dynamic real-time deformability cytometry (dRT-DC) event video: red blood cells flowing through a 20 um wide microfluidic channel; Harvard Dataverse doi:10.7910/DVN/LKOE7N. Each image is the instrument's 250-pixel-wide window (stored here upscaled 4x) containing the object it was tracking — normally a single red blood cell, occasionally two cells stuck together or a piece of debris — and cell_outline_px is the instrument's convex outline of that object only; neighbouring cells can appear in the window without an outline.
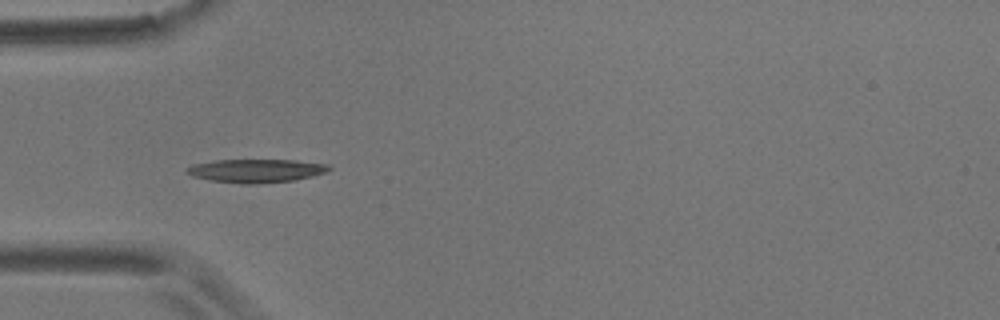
{"species": "common noctule bat (a hibernating species)", "species_latin": "Nyctalus noctula", "temperature_condition": "room temperature", "stored_images_in_passage": 5, "camera_frame_rate_fps": 3000, "um_per_image_px": 0.085, "animal": {"sex": "male", "body_mass_g": 17.9}, "frame": {"image": 1, "passage_image": 4, "time_ms": 3.667, "image_size_px": [1000, 320], "cell_outline_px": [[332, 168], [324, 172], [312, 176], [296, 180], [252, 184], [240, 184], [208, 180], [192, 176], [184, 172], [184, 168], [192, 164], [216, 160], [296, 160], [328, 164]], "centroid_in_image_um": [21.7, 14.51], "position_along_channel_um": 63.3, "area_um2": 19.59}}
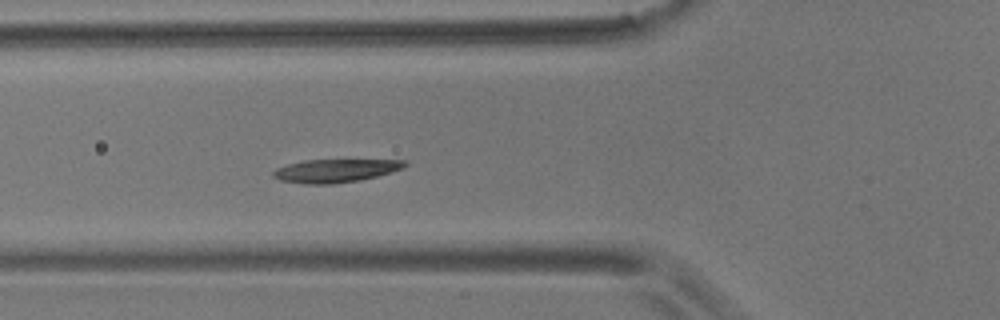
{"frame": {"image": 2, "passage_image": 5, "time_ms": 4.667, "image_size_px": [1000, 320], "cell_outline_px": [[408, 164], [404, 168], [392, 172], [360, 180], [332, 184], [304, 184], [280, 180], [272, 176], [272, 172], [276, 168], [288, 164], [304, 160], [408, 160]], "centroid_in_image_um": [28.52, 14.51], "position_along_channel_um": 97.3, "area_um2": 17.86}}